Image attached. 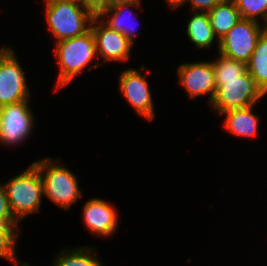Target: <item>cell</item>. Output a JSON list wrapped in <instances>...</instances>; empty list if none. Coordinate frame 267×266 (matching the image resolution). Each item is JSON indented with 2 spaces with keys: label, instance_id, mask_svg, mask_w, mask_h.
I'll return each instance as SVG.
<instances>
[{
  "label": "cell",
  "instance_id": "obj_1",
  "mask_svg": "<svg viewBox=\"0 0 267 266\" xmlns=\"http://www.w3.org/2000/svg\"><path fill=\"white\" fill-rule=\"evenodd\" d=\"M54 47V55L59 66L55 91L67 86L75 77L84 72L95 58H98L91 29L83 35L61 40L55 43Z\"/></svg>",
  "mask_w": 267,
  "mask_h": 266
},
{
  "label": "cell",
  "instance_id": "obj_2",
  "mask_svg": "<svg viewBox=\"0 0 267 266\" xmlns=\"http://www.w3.org/2000/svg\"><path fill=\"white\" fill-rule=\"evenodd\" d=\"M59 162L60 158L55 160L47 157L35 160L32 164L40 172L44 196L67 211L78 202L82 190L78 185L76 174Z\"/></svg>",
  "mask_w": 267,
  "mask_h": 266
},
{
  "label": "cell",
  "instance_id": "obj_3",
  "mask_svg": "<svg viewBox=\"0 0 267 266\" xmlns=\"http://www.w3.org/2000/svg\"><path fill=\"white\" fill-rule=\"evenodd\" d=\"M4 187L12 214L18 223L28 215L40 213L44 196L43 183L40 172L32 163L28 169L4 183Z\"/></svg>",
  "mask_w": 267,
  "mask_h": 266
},
{
  "label": "cell",
  "instance_id": "obj_4",
  "mask_svg": "<svg viewBox=\"0 0 267 266\" xmlns=\"http://www.w3.org/2000/svg\"><path fill=\"white\" fill-rule=\"evenodd\" d=\"M45 19L55 43L85 34L95 17L85 7L65 0H44Z\"/></svg>",
  "mask_w": 267,
  "mask_h": 266
},
{
  "label": "cell",
  "instance_id": "obj_5",
  "mask_svg": "<svg viewBox=\"0 0 267 266\" xmlns=\"http://www.w3.org/2000/svg\"><path fill=\"white\" fill-rule=\"evenodd\" d=\"M215 81L216 92L209 105L218 115L229 110L257 105L266 96L248 71L237 79Z\"/></svg>",
  "mask_w": 267,
  "mask_h": 266
},
{
  "label": "cell",
  "instance_id": "obj_6",
  "mask_svg": "<svg viewBox=\"0 0 267 266\" xmlns=\"http://www.w3.org/2000/svg\"><path fill=\"white\" fill-rule=\"evenodd\" d=\"M14 49L7 46L0 53V107L30 101V88Z\"/></svg>",
  "mask_w": 267,
  "mask_h": 266
},
{
  "label": "cell",
  "instance_id": "obj_7",
  "mask_svg": "<svg viewBox=\"0 0 267 266\" xmlns=\"http://www.w3.org/2000/svg\"><path fill=\"white\" fill-rule=\"evenodd\" d=\"M264 31L265 25L241 18L219 41L218 53L247 64Z\"/></svg>",
  "mask_w": 267,
  "mask_h": 266
},
{
  "label": "cell",
  "instance_id": "obj_8",
  "mask_svg": "<svg viewBox=\"0 0 267 266\" xmlns=\"http://www.w3.org/2000/svg\"><path fill=\"white\" fill-rule=\"evenodd\" d=\"M29 101L0 107V144L18 146L34 132L35 117Z\"/></svg>",
  "mask_w": 267,
  "mask_h": 266
},
{
  "label": "cell",
  "instance_id": "obj_9",
  "mask_svg": "<svg viewBox=\"0 0 267 266\" xmlns=\"http://www.w3.org/2000/svg\"><path fill=\"white\" fill-rule=\"evenodd\" d=\"M92 33L95 38L96 52L103 63L95 61L89 66V71L109 62H126L131 59V49L134 46L123 34L111 29L100 17L95 16L91 23Z\"/></svg>",
  "mask_w": 267,
  "mask_h": 266
},
{
  "label": "cell",
  "instance_id": "obj_10",
  "mask_svg": "<svg viewBox=\"0 0 267 266\" xmlns=\"http://www.w3.org/2000/svg\"><path fill=\"white\" fill-rule=\"evenodd\" d=\"M119 89L125 100L145 120L155 119L154 101L145 75L136 68H126L119 76Z\"/></svg>",
  "mask_w": 267,
  "mask_h": 266
},
{
  "label": "cell",
  "instance_id": "obj_11",
  "mask_svg": "<svg viewBox=\"0 0 267 266\" xmlns=\"http://www.w3.org/2000/svg\"><path fill=\"white\" fill-rule=\"evenodd\" d=\"M178 82L190 99L208 95L211 103L216 92L215 73L210 61L186 62L177 67Z\"/></svg>",
  "mask_w": 267,
  "mask_h": 266
},
{
  "label": "cell",
  "instance_id": "obj_12",
  "mask_svg": "<svg viewBox=\"0 0 267 266\" xmlns=\"http://www.w3.org/2000/svg\"><path fill=\"white\" fill-rule=\"evenodd\" d=\"M82 220L87 231L99 237L113 236L118 229V212L113 204L100 198L85 202L82 209Z\"/></svg>",
  "mask_w": 267,
  "mask_h": 266
},
{
  "label": "cell",
  "instance_id": "obj_13",
  "mask_svg": "<svg viewBox=\"0 0 267 266\" xmlns=\"http://www.w3.org/2000/svg\"><path fill=\"white\" fill-rule=\"evenodd\" d=\"M140 6L141 4L135 3L119 4L104 10L98 17H100L111 29L123 34L134 45V40L141 35V33L135 32L136 21L138 20L136 19L137 17L134 15L133 10H131V7L136 8Z\"/></svg>",
  "mask_w": 267,
  "mask_h": 266
},
{
  "label": "cell",
  "instance_id": "obj_14",
  "mask_svg": "<svg viewBox=\"0 0 267 266\" xmlns=\"http://www.w3.org/2000/svg\"><path fill=\"white\" fill-rule=\"evenodd\" d=\"M255 105L222 113L223 127L228 133L242 138H255L259 129V117L253 111Z\"/></svg>",
  "mask_w": 267,
  "mask_h": 266
},
{
  "label": "cell",
  "instance_id": "obj_15",
  "mask_svg": "<svg viewBox=\"0 0 267 266\" xmlns=\"http://www.w3.org/2000/svg\"><path fill=\"white\" fill-rule=\"evenodd\" d=\"M192 14V15H191ZM191 18L187 22L186 35L197 49L211 48L213 43H217V51L219 49V41H216L213 28L210 25L208 12L190 13Z\"/></svg>",
  "mask_w": 267,
  "mask_h": 266
},
{
  "label": "cell",
  "instance_id": "obj_16",
  "mask_svg": "<svg viewBox=\"0 0 267 266\" xmlns=\"http://www.w3.org/2000/svg\"><path fill=\"white\" fill-rule=\"evenodd\" d=\"M208 15L218 41L241 19L234 0H221L208 12Z\"/></svg>",
  "mask_w": 267,
  "mask_h": 266
},
{
  "label": "cell",
  "instance_id": "obj_17",
  "mask_svg": "<svg viewBox=\"0 0 267 266\" xmlns=\"http://www.w3.org/2000/svg\"><path fill=\"white\" fill-rule=\"evenodd\" d=\"M58 252L52 266H104L97 256L96 249L92 247H65Z\"/></svg>",
  "mask_w": 267,
  "mask_h": 266
},
{
  "label": "cell",
  "instance_id": "obj_18",
  "mask_svg": "<svg viewBox=\"0 0 267 266\" xmlns=\"http://www.w3.org/2000/svg\"><path fill=\"white\" fill-rule=\"evenodd\" d=\"M247 71L256 85L267 96V32L259 37L256 47L247 63Z\"/></svg>",
  "mask_w": 267,
  "mask_h": 266
},
{
  "label": "cell",
  "instance_id": "obj_19",
  "mask_svg": "<svg viewBox=\"0 0 267 266\" xmlns=\"http://www.w3.org/2000/svg\"><path fill=\"white\" fill-rule=\"evenodd\" d=\"M218 58L212 61L215 80L237 79L247 71V64L218 53Z\"/></svg>",
  "mask_w": 267,
  "mask_h": 266
},
{
  "label": "cell",
  "instance_id": "obj_20",
  "mask_svg": "<svg viewBox=\"0 0 267 266\" xmlns=\"http://www.w3.org/2000/svg\"><path fill=\"white\" fill-rule=\"evenodd\" d=\"M18 226L19 224H0V258L9 262L17 258L16 248L20 234Z\"/></svg>",
  "mask_w": 267,
  "mask_h": 266
},
{
  "label": "cell",
  "instance_id": "obj_21",
  "mask_svg": "<svg viewBox=\"0 0 267 266\" xmlns=\"http://www.w3.org/2000/svg\"><path fill=\"white\" fill-rule=\"evenodd\" d=\"M242 19L267 23V0H234Z\"/></svg>",
  "mask_w": 267,
  "mask_h": 266
},
{
  "label": "cell",
  "instance_id": "obj_22",
  "mask_svg": "<svg viewBox=\"0 0 267 266\" xmlns=\"http://www.w3.org/2000/svg\"><path fill=\"white\" fill-rule=\"evenodd\" d=\"M0 224H19L14 218L4 185L0 182Z\"/></svg>",
  "mask_w": 267,
  "mask_h": 266
},
{
  "label": "cell",
  "instance_id": "obj_23",
  "mask_svg": "<svg viewBox=\"0 0 267 266\" xmlns=\"http://www.w3.org/2000/svg\"><path fill=\"white\" fill-rule=\"evenodd\" d=\"M221 0H184V3L179 7V9L190 3L191 9L194 12H210L212 8L217 5Z\"/></svg>",
  "mask_w": 267,
  "mask_h": 266
},
{
  "label": "cell",
  "instance_id": "obj_24",
  "mask_svg": "<svg viewBox=\"0 0 267 266\" xmlns=\"http://www.w3.org/2000/svg\"><path fill=\"white\" fill-rule=\"evenodd\" d=\"M85 8L94 16H99L109 8V0H85Z\"/></svg>",
  "mask_w": 267,
  "mask_h": 266
},
{
  "label": "cell",
  "instance_id": "obj_25",
  "mask_svg": "<svg viewBox=\"0 0 267 266\" xmlns=\"http://www.w3.org/2000/svg\"><path fill=\"white\" fill-rule=\"evenodd\" d=\"M141 0H109V7H113L119 4H141Z\"/></svg>",
  "mask_w": 267,
  "mask_h": 266
},
{
  "label": "cell",
  "instance_id": "obj_26",
  "mask_svg": "<svg viewBox=\"0 0 267 266\" xmlns=\"http://www.w3.org/2000/svg\"><path fill=\"white\" fill-rule=\"evenodd\" d=\"M169 8L175 10L178 9L183 3L184 0H165Z\"/></svg>",
  "mask_w": 267,
  "mask_h": 266
},
{
  "label": "cell",
  "instance_id": "obj_27",
  "mask_svg": "<svg viewBox=\"0 0 267 266\" xmlns=\"http://www.w3.org/2000/svg\"><path fill=\"white\" fill-rule=\"evenodd\" d=\"M19 259H18V257L17 258H15L13 261H12V263L13 264H15V265H19V266H32L29 262L28 263H26V262H19L18 261Z\"/></svg>",
  "mask_w": 267,
  "mask_h": 266
},
{
  "label": "cell",
  "instance_id": "obj_28",
  "mask_svg": "<svg viewBox=\"0 0 267 266\" xmlns=\"http://www.w3.org/2000/svg\"><path fill=\"white\" fill-rule=\"evenodd\" d=\"M65 1L85 7V0H65Z\"/></svg>",
  "mask_w": 267,
  "mask_h": 266
},
{
  "label": "cell",
  "instance_id": "obj_29",
  "mask_svg": "<svg viewBox=\"0 0 267 266\" xmlns=\"http://www.w3.org/2000/svg\"><path fill=\"white\" fill-rule=\"evenodd\" d=\"M7 46L0 47V53L6 48Z\"/></svg>",
  "mask_w": 267,
  "mask_h": 266
},
{
  "label": "cell",
  "instance_id": "obj_30",
  "mask_svg": "<svg viewBox=\"0 0 267 266\" xmlns=\"http://www.w3.org/2000/svg\"><path fill=\"white\" fill-rule=\"evenodd\" d=\"M265 31L267 32V23L265 24Z\"/></svg>",
  "mask_w": 267,
  "mask_h": 266
}]
</instances>
